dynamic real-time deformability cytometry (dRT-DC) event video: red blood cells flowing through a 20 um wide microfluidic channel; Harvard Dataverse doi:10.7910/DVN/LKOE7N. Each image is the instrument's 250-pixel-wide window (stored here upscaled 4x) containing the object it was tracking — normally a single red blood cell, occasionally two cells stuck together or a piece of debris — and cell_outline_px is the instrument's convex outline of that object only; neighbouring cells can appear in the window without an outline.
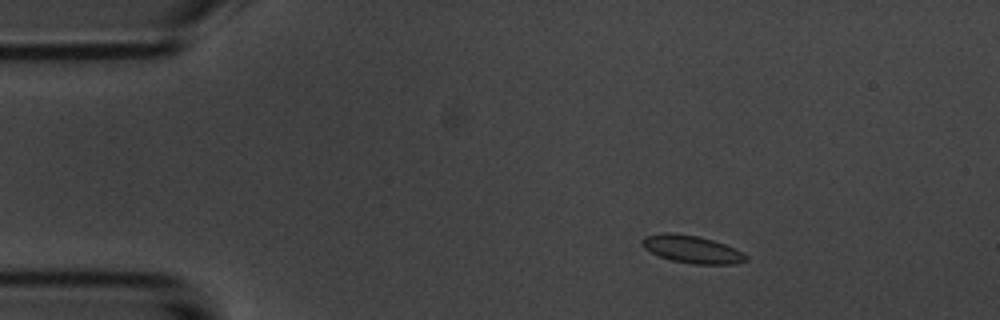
{"species": "common noctule bat (a hibernating species)", "species_latin": "Nyctalus noctula", "temperature_condition": "room temperature", "stored_images_in_passage": 4, "camera_frame_rate_fps": 3000, "um_per_image_px": 0.085, "animal": {"sex": "male", "body_mass_g": 20.1, "forearm_length_mm": 53.5}, "frame": {"image": 1, "passage_image": 2, "time_ms": 1.333, "image_size_px": [1000, 320], "cell_outline_px": [[748, 260], [736, 264], [692, 264], [672, 260], [660, 256], [644, 248], [640, 244], [640, 240], [644, 236], [664, 232], [672, 232], [696, 236], [712, 240], [736, 248], [744, 252], [748, 256]], "centroid_in_image_um": [58.82, 21.18], "position_along_channel_um": 26.2, "area_um2": 16.82}}